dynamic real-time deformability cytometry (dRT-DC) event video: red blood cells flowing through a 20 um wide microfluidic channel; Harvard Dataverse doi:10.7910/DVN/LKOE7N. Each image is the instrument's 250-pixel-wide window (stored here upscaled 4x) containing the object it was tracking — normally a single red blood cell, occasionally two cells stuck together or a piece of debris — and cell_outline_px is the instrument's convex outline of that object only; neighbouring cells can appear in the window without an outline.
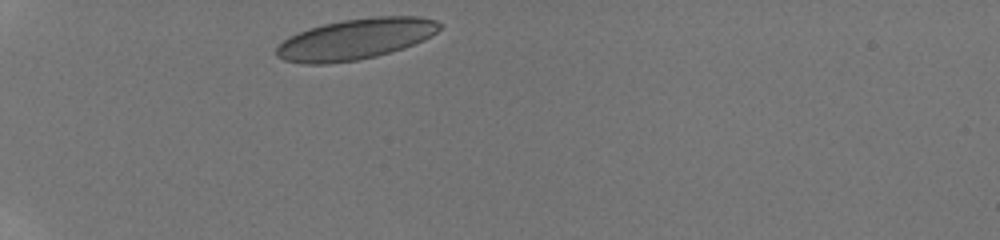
{"species": "human", "species_latin": "Homo sapiens", "temperature_condition": "room temperature", "stored_images_in_passage": 1, "camera_frame_rate_fps": 3000, "um_per_image_px": 0.085, "donor": {"sex": "male"}, "frame": {"image": 1, "passage_image": 1, "time_ms": 0.0, "image_size_px": [1000, 240], "cell_outline_px": [[444, 24], [436, 32], [424, 40], [404, 48], [376, 56], [360, 60], [328, 64], [304, 64], [284, 60], [276, 56], [276, 48], [288, 36], [308, 28], [324, 24], [344, 20], [376, 16], [420, 16], [436, 20]], "centroid_in_image_um": [30.23, 3.32], "position_along_channel_um": 54.8, "area_um2": 39.02}}